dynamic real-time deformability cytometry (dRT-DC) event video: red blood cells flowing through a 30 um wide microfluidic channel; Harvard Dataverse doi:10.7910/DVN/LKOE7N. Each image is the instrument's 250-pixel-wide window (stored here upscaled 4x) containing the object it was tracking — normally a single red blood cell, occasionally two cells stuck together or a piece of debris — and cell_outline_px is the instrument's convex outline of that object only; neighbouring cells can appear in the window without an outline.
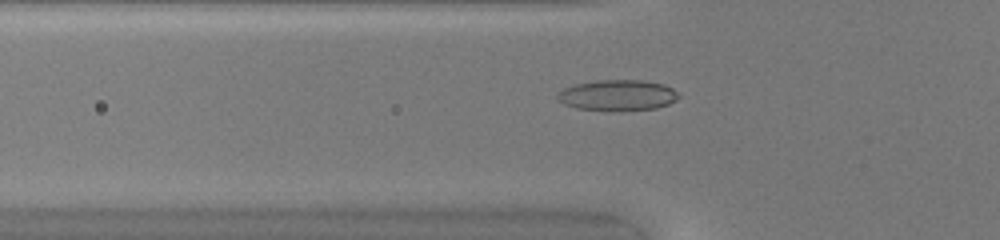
{"species": "common noctule bat (a hibernating species)", "species_latin": "Nyctalus noctula", "temperature_condition": "warm", "stored_images_in_passage": 38, "camera_frame_rate_fps": 3000, "um_per_image_px": 0.085, "animal": {"sex": "female", "body_mass_g": 20.0, "forearm_length_mm": 54.0}, "frame": {"image": 1, "passage_image": 6, "time_ms": 1.667, "image_size_px": [1000, 240], "cell_outline_px": [[680, 96], [676, 100], [668, 104], [656, 108], [620, 112], [608, 112], [576, 108], [564, 104], [556, 96], [556, 92], [564, 88], [576, 84], [596, 80], [644, 80], [664, 84], [672, 88]], "centroid_in_image_um": [52.48, 8.11], "position_along_channel_um": 73.3, "area_um2": 22.25}}
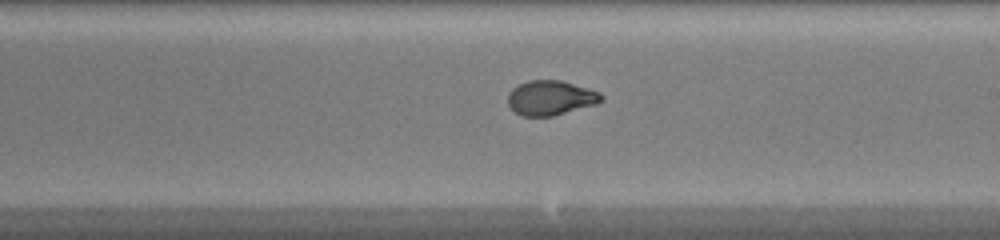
{"frame": {"image": 2, "passage_image": 18, "time_ms": 5.667, "image_size_px": [1000, 240], "cell_outline_px": [[604, 100], [596, 104], [552, 116], [520, 116], [508, 104], [508, 92], [512, 88], [528, 80], [560, 80], [600, 92], [604, 96]], "centroid_in_image_um": [46.8, 8.32], "position_along_channel_um": 242.2, "area_um2": 18.84}}
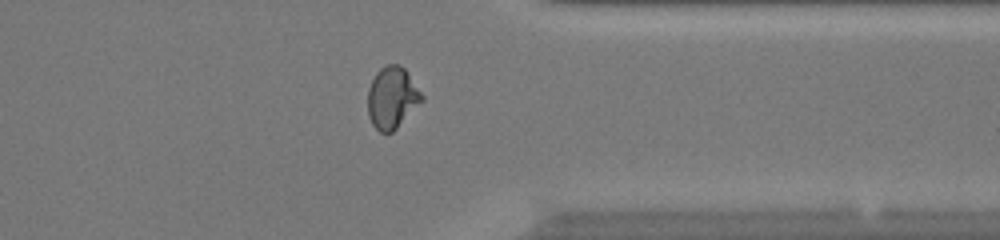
{"frame": {"image": 3, "passage_image": 28, "time_ms": 9.0, "image_size_px": [1000, 240], "cell_outline_px": [[424, 100], [392, 132], [380, 132], [372, 124], [368, 116], [368, 88], [376, 72], [380, 68], [388, 64], [400, 64], [404, 68], [424, 96]], "centroid_in_image_um": [33.32, 8.29], "position_along_channel_um": 378.1, "area_um2": 19.36}, "authors_computed_cell_mechanics": {"area_um2": 19.5364, "velocity_mm_per_s": 4.2182, "shape_relaxation_time_tau1_ms": 7.2788, "shape_relaxation_time_tau2_ms": null, "deformation_change_tau1": 0.2683, "deformation_change_tau2": null}}